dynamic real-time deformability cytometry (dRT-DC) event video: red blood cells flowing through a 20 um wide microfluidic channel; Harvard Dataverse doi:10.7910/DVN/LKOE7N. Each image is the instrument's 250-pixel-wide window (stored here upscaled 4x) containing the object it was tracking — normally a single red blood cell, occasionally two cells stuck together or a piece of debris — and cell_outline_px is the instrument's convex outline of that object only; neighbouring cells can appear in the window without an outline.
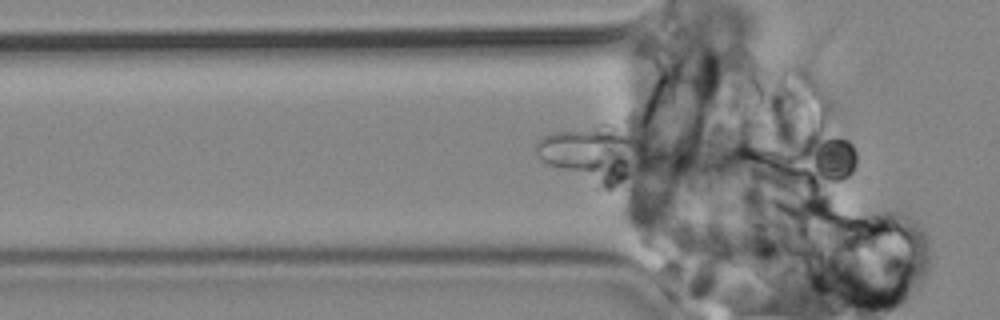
{"species": "common noctule bat (a hibernating species)", "species_latin": "Nyctalus noctula", "temperature_condition": "cold", "stored_images_in_passage": 4, "camera_frame_rate_fps": 3000, "um_per_image_px": 0.085, "animal": {"sex": "male", "body_mass_g": 19.2, "forearm_length_mm": 51.8}, "frame": {"image": 1, "passage_image": 4, "time_ms": 1.0, "image_size_px": [1000, 320], "cell_outline_px": [[856, 164], [852, 172], [848, 176], [840, 180], [824, 180], [816, 172], [812, 164], [812, 160], [820, 144], [824, 140], [832, 136], [840, 136], [848, 140], [852, 144], [856, 152]], "centroid_in_image_um": [70.96, 13.49], "position_along_channel_um": 54.8, "area_um2": 10.92}}